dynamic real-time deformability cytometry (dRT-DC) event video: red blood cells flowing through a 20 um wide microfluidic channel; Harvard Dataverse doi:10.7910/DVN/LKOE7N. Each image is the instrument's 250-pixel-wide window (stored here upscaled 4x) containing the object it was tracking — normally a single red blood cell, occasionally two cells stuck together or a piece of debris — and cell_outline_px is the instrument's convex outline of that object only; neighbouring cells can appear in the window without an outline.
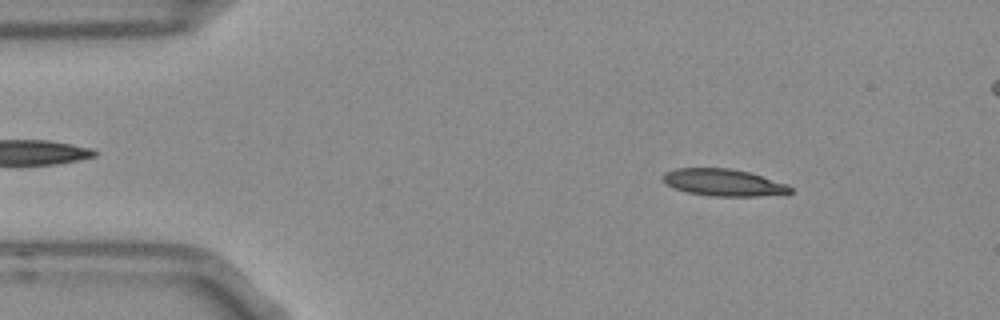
{"species": "Egyptian fruit bat (a non-hibernating species)", "species_latin": "Rousettus aegyptiacus", "temperature_condition": "room temperature", "stored_images_in_passage": 55, "segment_of_instrument_passage": [1, 2], "camera_frame_rate_fps": 3000, "um_per_image_px": 0.085, "frame": {"image": 1, "passage_image": 8, "time_ms": 2.333, "image_size_px": [1000, 320], "cell_outline_px": [[792, 192], [788, 196], [712, 196], [688, 192], [676, 188], [668, 184], [660, 176], [664, 172], [676, 168], [732, 168], [752, 172], [788, 184], [792, 188]], "centroid_in_image_um": [61.62, 15.51], "position_along_channel_um": 23.4, "area_um2": 20.52}}
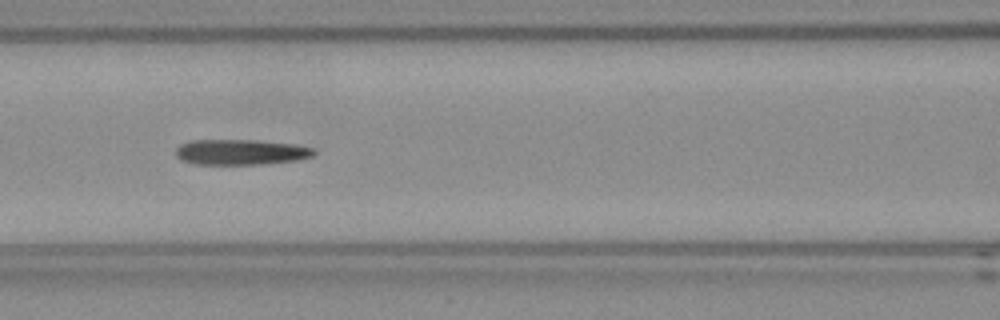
{"frame": {"image": 2, "passage_image": 23, "time_ms": 7.333, "image_size_px": [1000, 320], "cell_outline_px": [[316, 152], [312, 156], [296, 160], [256, 164], [196, 164], [180, 160], [176, 156], [176, 148], [180, 144], [192, 140], [252, 140], [296, 144], [316, 148]], "centroid_in_image_um": [20.46, 12.92], "position_along_channel_um": 146.1, "area_um2": 20.46}}
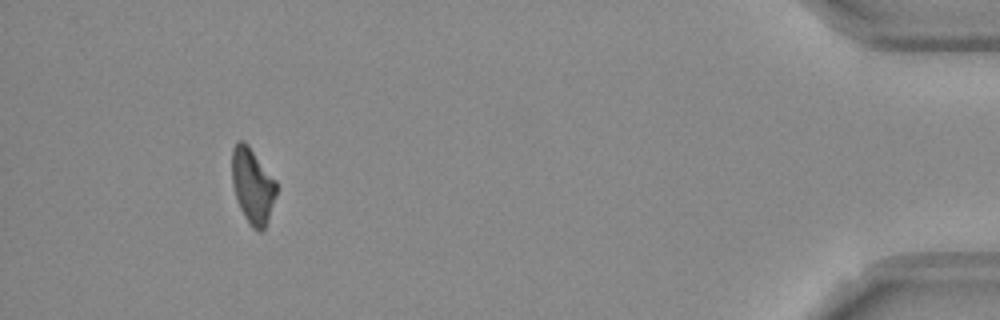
{"frame": {"image": 3, "passage_image": 50, "time_ms": 16.333, "image_size_px": [1000, 320], "cell_outline_px": [[276, 196], [264, 228], [260, 232], [256, 232], [252, 228], [244, 216], [240, 208], [232, 184], [232, 148], [236, 140], [244, 140], [248, 144], [276, 180]], "centroid_in_image_um": [21.45, 15.76], "position_along_channel_um": 413.7, "area_um2": 19.54}}